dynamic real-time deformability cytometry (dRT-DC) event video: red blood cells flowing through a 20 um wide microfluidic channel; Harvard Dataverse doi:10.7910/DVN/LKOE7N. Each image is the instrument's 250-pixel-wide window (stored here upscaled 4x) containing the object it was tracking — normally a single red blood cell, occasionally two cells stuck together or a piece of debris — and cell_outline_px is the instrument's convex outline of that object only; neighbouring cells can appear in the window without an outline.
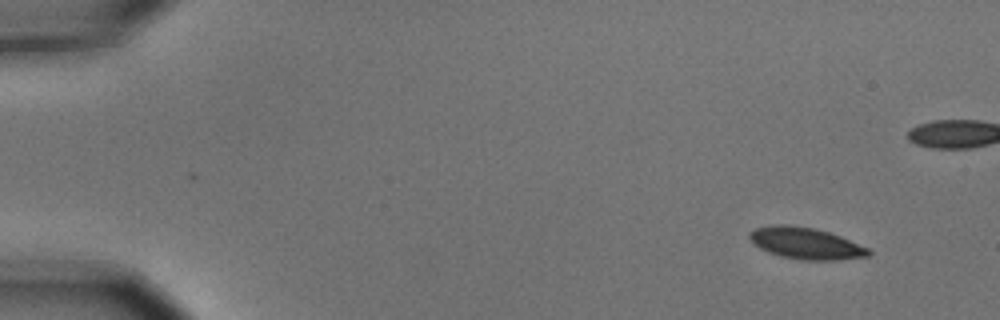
{"species": "common noctule bat (a hibernating species)", "species_latin": "Nyctalus noctula", "temperature_condition": "cold", "stored_images_in_passage": 11, "camera_frame_rate_fps": 3000, "um_per_image_px": 0.085, "animal": {"sex": "male", "body_mass_g": 15.6}, "frame": {"image": 1, "passage_image": 1, "time_ms": 0.0, "image_size_px": [1000, 320], "cell_outline_px": [[872, 252], [868, 256], [840, 260], [804, 260], [780, 256], [768, 252], [752, 244], [748, 236], [748, 232], [756, 228], [772, 224], [788, 224], [812, 228], [828, 232], [840, 236], [868, 248]], "centroid_in_image_um": [68.45, 20.68], "position_along_channel_um": 16.6, "area_um2": 21.96}}
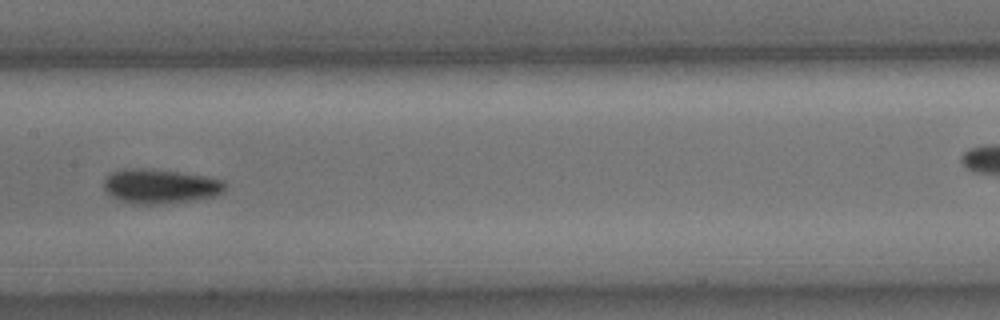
{"frame": {"image": 2, "passage_image": 8, "time_ms": 2.333, "image_size_px": [1000, 320], "cell_outline_px": [[224, 188], [216, 196], [192, 200], [164, 204], [132, 204], [120, 200], [112, 196], [104, 188], [104, 180], [112, 172], [124, 168], [144, 168], [180, 172], [204, 176], [224, 180]], "centroid_in_image_um": [13.6, 15.83], "position_along_channel_um": 193.8, "area_um2": 24.22}}
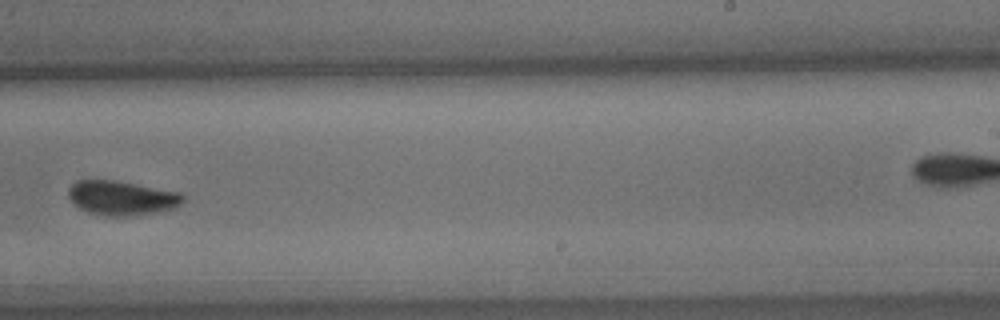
{"frame": {"image": 3, "passage_image": 10, "time_ms": 3.0, "image_size_px": [1000, 320], "cell_outline_px": [[184, 200], [176, 208], [156, 212], [132, 216], [104, 216], [88, 212], [80, 208], [68, 196], [68, 188], [76, 180], [116, 180], [180, 192], [184, 196]], "centroid_in_image_um": [10.36, 16.82], "position_along_channel_um": 278.6, "area_um2": 23.06}}